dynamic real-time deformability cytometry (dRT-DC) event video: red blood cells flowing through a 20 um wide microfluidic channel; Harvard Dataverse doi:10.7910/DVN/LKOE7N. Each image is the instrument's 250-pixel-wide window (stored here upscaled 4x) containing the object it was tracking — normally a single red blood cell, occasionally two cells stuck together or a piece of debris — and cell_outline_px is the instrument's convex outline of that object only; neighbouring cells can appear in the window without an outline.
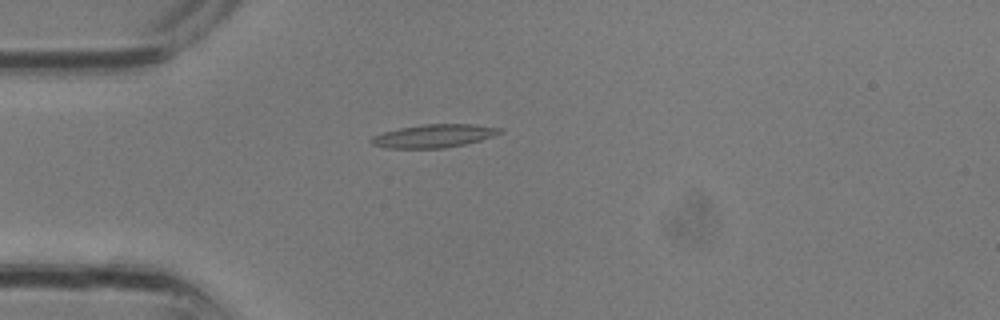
{"species": "common noctule bat (a hibernating species)", "species_latin": "Nyctalus noctula", "temperature_condition": "room temperature", "stored_images_in_passage": 5, "camera_frame_rate_fps": 3000, "um_per_image_px": 0.085, "animal": {"sex": "male", "body_mass_g": 13.3}, "frame": {"image": 1, "passage_image": 2, "time_ms": 0.333, "image_size_px": [1000, 320], "cell_outline_px": [[504, 132], [480, 140], [464, 144], [444, 148], [384, 148], [372, 144], [368, 140], [372, 136], [384, 132], [400, 128], [424, 124], [472, 124], [504, 128]], "centroid_in_image_um": [36.88, 11.55], "position_along_channel_um": 48.1, "area_um2": 17.4}}
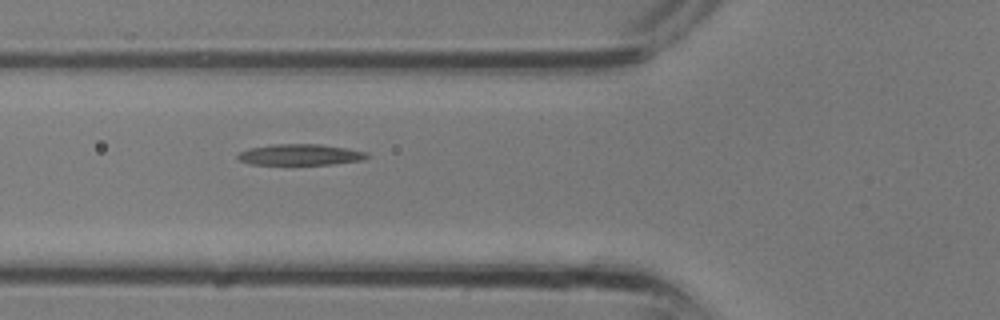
{"frame": {"image": 2, "passage_image": 5, "time_ms": 1.333, "image_size_px": [1000, 320], "cell_outline_px": [[368, 156], [364, 160], [332, 164], [248, 164], [240, 160], [236, 156], [240, 152], [248, 148], [272, 144], [320, 144], [368, 152]], "centroid_in_image_um": [25.5, 13.14], "position_along_channel_um": 100.3, "area_um2": 15.78}}